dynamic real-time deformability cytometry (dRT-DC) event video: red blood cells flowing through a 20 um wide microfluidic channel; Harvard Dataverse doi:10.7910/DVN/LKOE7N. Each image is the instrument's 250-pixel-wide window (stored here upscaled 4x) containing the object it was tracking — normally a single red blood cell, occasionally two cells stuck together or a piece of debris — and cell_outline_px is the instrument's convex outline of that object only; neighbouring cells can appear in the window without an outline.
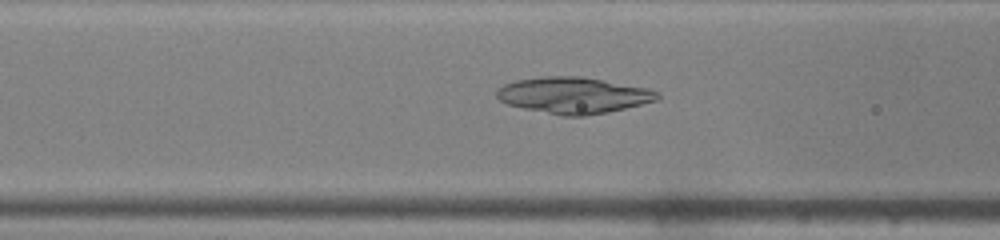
{"species": "common noctule bat (a hibernating species)", "species_latin": "Nyctalus noctula", "temperature_condition": "warm", "stored_images_in_passage": 33, "camera_frame_rate_fps": 3000, "um_per_image_px": 0.085, "animal": {"sex": "male", "body_mass_g": 19.0, "forearm_length_mm": 50.8}, "frame": {"image": 1, "passage_image": 5, "time_ms": 1.333, "image_size_px": [1000, 240], "cell_outline_px": [[660, 96], [656, 100], [608, 112], [584, 116], [564, 116], [524, 108], [508, 104], [500, 100], [496, 96], [496, 92], [504, 84], [516, 80], [544, 76], [580, 76], [648, 88], [660, 92]], "centroid_in_image_um": [48.74, 8.09], "position_along_channel_um": 117.9, "area_um2": 33.64}}
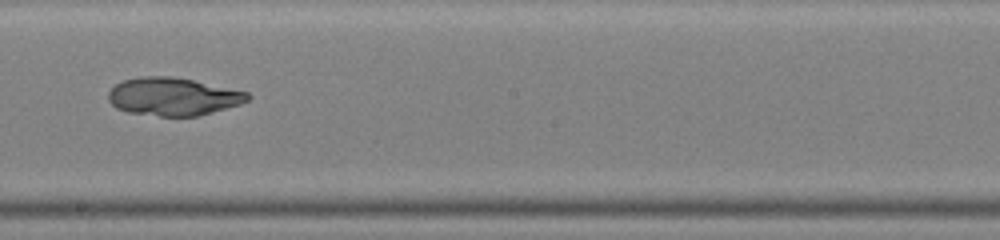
{"frame": {"image": 2, "passage_image": 13, "time_ms": 4.0, "image_size_px": [1000, 240], "cell_outline_px": [[252, 96], [248, 100], [240, 104], [212, 112], [196, 116], [160, 116], [128, 112], [116, 108], [108, 100], [108, 92], [116, 84], [124, 80], [140, 76], [172, 76], [192, 80], [248, 92]], "centroid_in_image_um": [14.7, 8.21], "position_along_channel_um": 233.5, "area_um2": 30.63}}
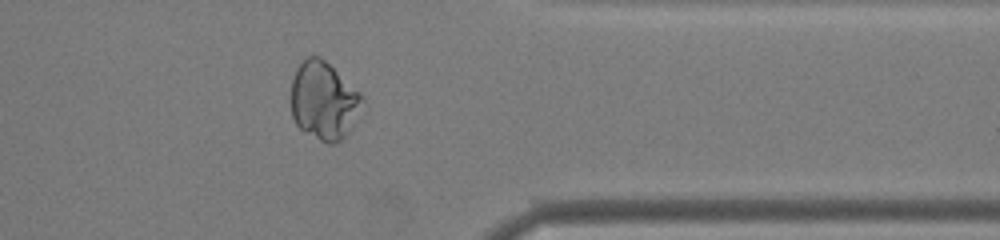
{"frame": {"image": 3, "passage_image": 24, "time_ms": 7.667, "image_size_px": [1000, 240], "cell_outline_px": [[360, 100], [344, 136], [340, 140], [332, 144], [328, 144], [320, 140], [300, 128], [296, 124], [292, 116], [292, 80], [296, 68], [308, 56], [320, 56], [360, 92]], "centroid_in_image_um": [27.43, 8.52], "position_along_channel_um": 384.0, "area_um2": 30.92}}